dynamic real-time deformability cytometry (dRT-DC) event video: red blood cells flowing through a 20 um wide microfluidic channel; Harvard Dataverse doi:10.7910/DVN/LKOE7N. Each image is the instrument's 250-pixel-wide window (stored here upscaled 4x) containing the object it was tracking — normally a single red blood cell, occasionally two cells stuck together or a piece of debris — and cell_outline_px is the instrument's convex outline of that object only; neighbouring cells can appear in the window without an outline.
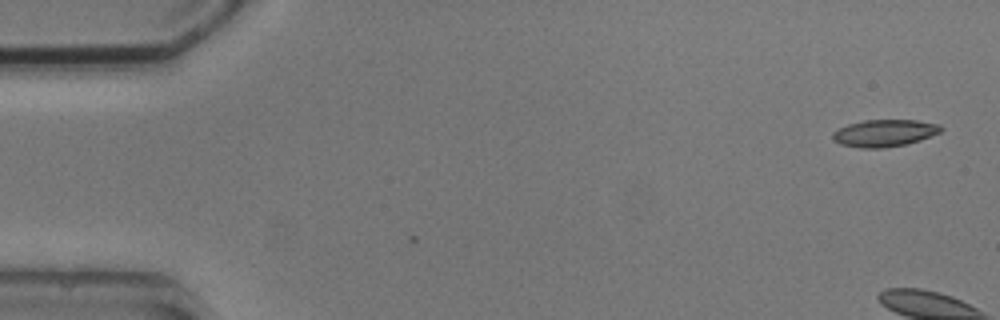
{"species": "common noctule bat (a hibernating species)", "species_latin": "Nyctalus noctula", "temperature_condition": "cold", "stored_images_in_passage": 6, "camera_frame_rate_fps": 3000, "um_per_image_px": 0.085, "animal": {"sex": "male", "body_mass_g": 20.5, "forearm_length_mm": 52.5}, "frame": {"image": 1, "passage_image": 1, "time_ms": 0.0, "image_size_px": [1000, 320], "cell_outline_px": [[944, 128], [940, 132], [920, 140], [904, 144], [884, 148], [860, 148], [840, 144], [832, 140], [832, 132], [836, 128], [848, 124], [864, 120], [916, 120], [940, 124]], "centroid_in_image_um": [75.14, 11.3], "position_along_channel_um": 9.9, "area_um2": 17.22}}